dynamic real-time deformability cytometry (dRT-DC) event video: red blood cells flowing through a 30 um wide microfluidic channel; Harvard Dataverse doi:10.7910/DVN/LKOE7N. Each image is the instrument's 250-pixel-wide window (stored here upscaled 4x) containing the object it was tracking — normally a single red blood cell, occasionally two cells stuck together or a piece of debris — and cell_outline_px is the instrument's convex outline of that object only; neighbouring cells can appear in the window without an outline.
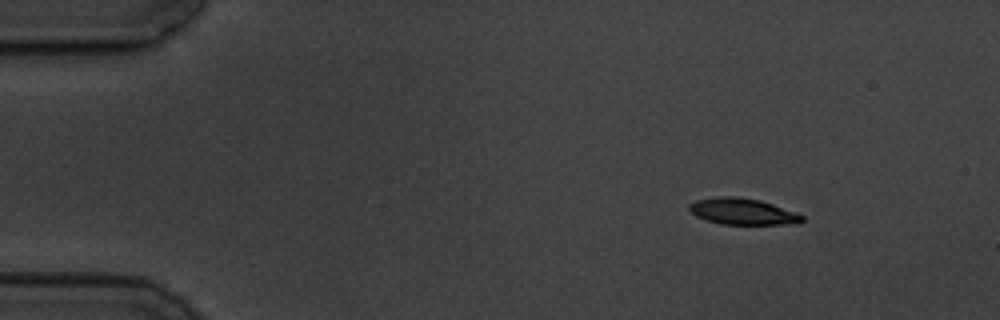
{"species": "common noctule bat (a hibernating species)", "species_latin": "Nyctalus noctula", "temperature_condition": "cold", "stored_images_in_passage": 5, "camera_frame_rate_fps": 3000, "um_per_image_px": 0.085, "animal": {"sex": "male", "body_mass_g": 19.5, "forearm_length_mm": 54.6}, "frame": {"image": 1, "passage_image": 2, "time_ms": 1.333, "image_size_px": [1000, 320], "cell_outline_px": [[804, 220], [800, 224], [720, 224], [696, 216], [688, 208], [688, 204], [696, 200], [720, 196], [732, 196], [760, 200], [796, 212], [804, 216]], "centroid_in_image_um": [63.15, 17.98], "position_along_channel_um": 21.9, "area_um2": 17.28}}
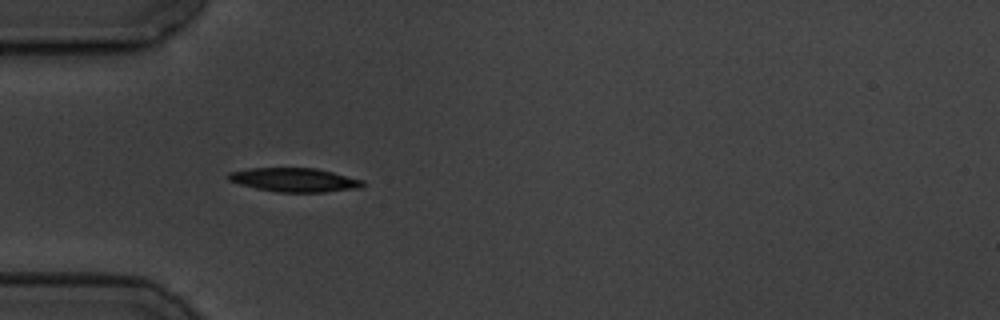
{"frame": {"image": 2, "passage_image": 4, "time_ms": 4.667, "image_size_px": [1000, 320], "cell_outline_px": [[364, 184], [360, 188], [324, 192], [276, 192], [256, 188], [240, 184], [228, 180], [228, 172], [248, 168], [316, 168], [364, 180]], "centroid_in_image_um": [25.02, 15.29], "position_along_channel_um": 60.0, "area_um2": 18.67}}
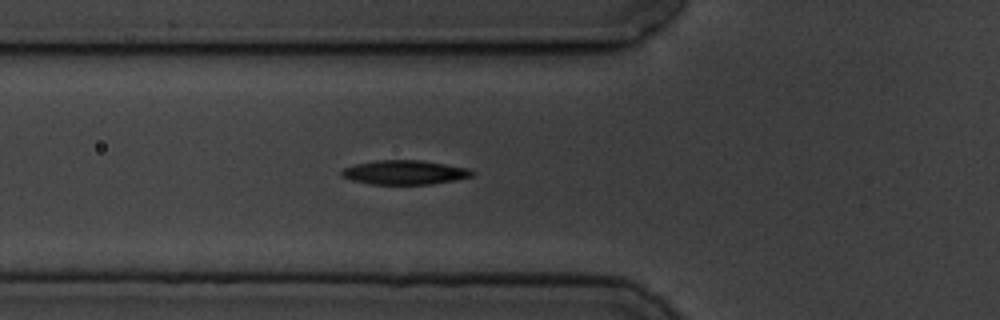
{"frame": {"image": 3, "passage_image": 5, "time_ms": 5.667, "image_size_px": [1000, 320], "cell_outline_px": [[476, 172], [472, 176], [456, 180], [432, 184], [372, 184], [352, 180], [340, 176], [340, 172], [344, 168], [356, 164], [376, 160], [420, 160], [468, 168]], "centroid_in_image_um": [34.4, 14.65], "position_along_channel_um": 91.4, "area_um2": 18.38}}